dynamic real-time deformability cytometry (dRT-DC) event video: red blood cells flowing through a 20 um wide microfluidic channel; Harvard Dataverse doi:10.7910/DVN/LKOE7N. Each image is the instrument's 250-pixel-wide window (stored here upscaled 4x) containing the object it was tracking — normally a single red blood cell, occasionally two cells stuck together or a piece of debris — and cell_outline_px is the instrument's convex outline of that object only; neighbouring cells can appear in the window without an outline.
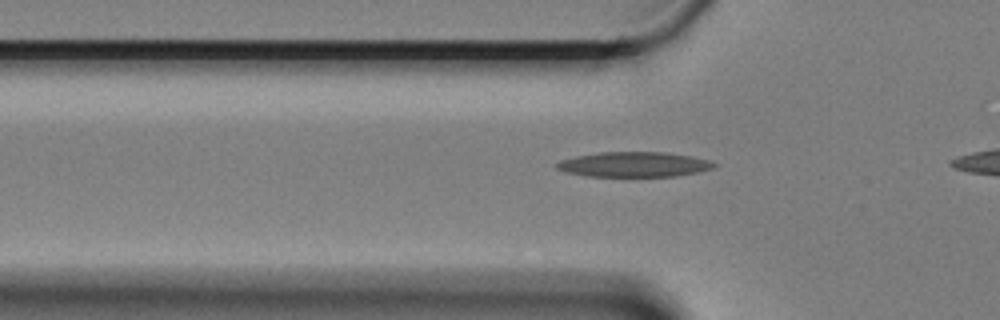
{"species": "Egyptian fruit bat (a non-hibernating species)", "species_latin": "Rousettus aegyptiacus", "temperature_condition": "cold", "stored_images_in_passage": 10, "camera_frame_rate_fps": 3000, "um_per_image_px": 0.085, "animal": {"sex": "female"}, "frame": {"image": 1, "passage_image": 8, "time_ms": 2.333, "image_size_px": [1000, 320], "cell_outline_px": [[716, 164], [712, 168], [696, 172], [676, 176], [588, 176], [564, 172], [556, 168], [556, 164], [560, 160], [576, 156], [600, 152], [664, 152], [688, 156], [708, 160]], "centroid_in_image_um": [53.82, 13.97], "position_along_channel_um": 72.0, "area_um2": 22.66}}